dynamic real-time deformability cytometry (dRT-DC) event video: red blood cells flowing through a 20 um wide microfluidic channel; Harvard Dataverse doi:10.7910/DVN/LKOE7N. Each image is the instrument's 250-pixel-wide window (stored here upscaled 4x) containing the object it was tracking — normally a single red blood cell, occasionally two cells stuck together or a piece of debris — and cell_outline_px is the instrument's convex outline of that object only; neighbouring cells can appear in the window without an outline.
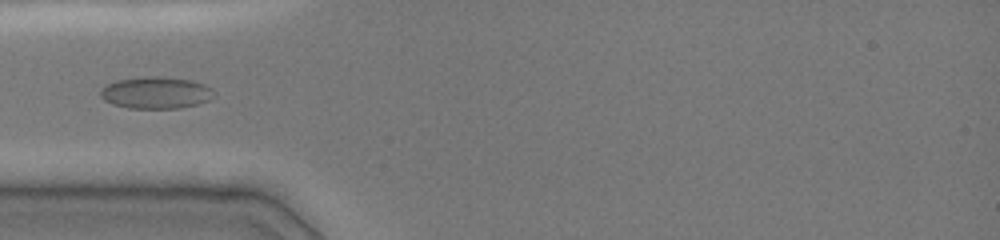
{"species": "common noctule bat (a hibernating species)", "species_latin": "Nyctalus noctula", "temperature_condition": "cold", "stored_images_in_passage": 7, "camera_frame_rate_fps": 3000, "um_per_image_px": 0.085, "animal": {"sex": "female", "body_mass_g": 19.0, "forearm_length_mm": 51.5}, "frame": {"image": 1, "passage_image": 1, "time_ms": 0.0, "image_size_px": [1000, 240], "cell_outline_px": [[212, 88], [208, 100], [196, 104], [180, 108], [128, 108], [112, 104], [104, 100], [100, 96], [100, 92], [108, 84], [120, 80], [148, 76], [160, 76], [188, 80], [204, 84]], "centroid_in_image_um": [13.21, 7.89], "position_along_channel_um": 71.8, "area_um2": 20.58}}
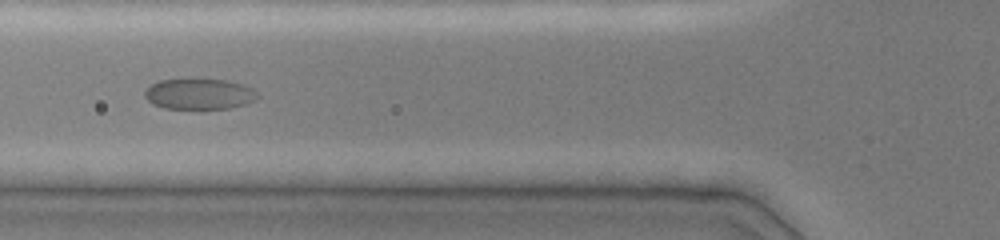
{"frame": {"image": 2, "passage_image": 6, "time_ms": 1.0, "image_size_px": [1000, 240], "cell_outline_px": [[260, 96], [256, 100], [244, 104], [228, 108], [200, 112], [164, 108], [152, 104], [144, 96], [144, 92], [152, 84], [160, 80], [224, 80], [244, 84], [252, 88]], "centroid_in_image_um": [16.95, 8.05], "position_along_channel_um": 108.9, "area_um2": 20.81}}